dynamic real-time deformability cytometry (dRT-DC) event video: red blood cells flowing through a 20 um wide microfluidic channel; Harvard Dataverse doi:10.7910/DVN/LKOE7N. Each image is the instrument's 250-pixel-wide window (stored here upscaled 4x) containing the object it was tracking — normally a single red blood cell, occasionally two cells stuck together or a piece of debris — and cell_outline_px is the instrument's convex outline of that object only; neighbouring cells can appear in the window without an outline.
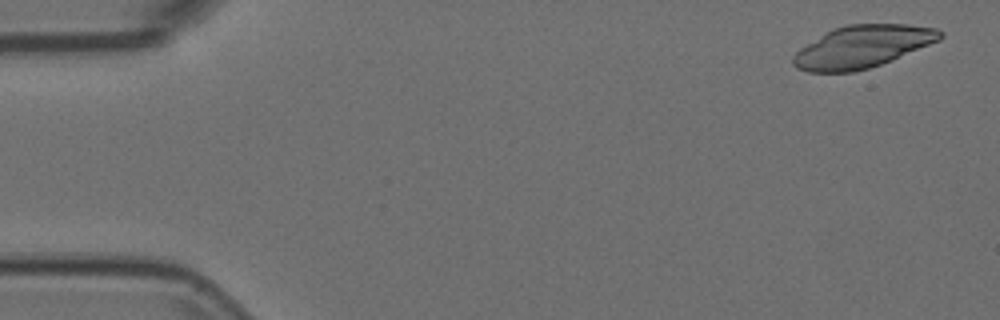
{"species": "Egyptian fruit bat (a non-hibernating species)", "species_latin": "Rousettus aegyptiacus", "temperature_condition": "room temperature", "stored_images_in_passage": 12, "camera_frame_rate_fps": 3000, "um_per_image_px": 0.085, "animal": {"sex": "female"}, "frame": {"image": 1, "passage_image": 2, "time_ms": 0.333, "image_size_px": [1000, 320], "cell_outline_px": [[944, 36], [940, 40], [880, 64], [868, 68], [852, 72], [808, 72], [796, 68], [792, 64], [792, 56], [800, 48], [832, 28], [848, 24], [908, 24], [936, 28], [944, 32]], "centroid_in_image_um": [73.28, 3.96], "position_along_channel_um": 11.7, "area_um2": 36.13}}